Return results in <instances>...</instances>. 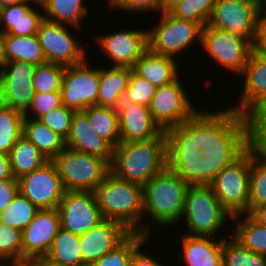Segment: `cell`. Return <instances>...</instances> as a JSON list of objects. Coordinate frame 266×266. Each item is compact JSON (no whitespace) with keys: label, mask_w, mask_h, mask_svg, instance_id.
<instances>
[{"label":"cell","mask_w":266,"mask_h":266,"mask_svg":"<svg viewBox=\"0 0 266 266\" xmlns=\"http://www.w3.org/2000/svg\"><path fill=\"white\" fill-rule=\"evenodd\" d=\"M191 138L201 155V185H210L247 149L244 115L229 107L214 112L201 109L191 118Z\"/></svg>","instance_id":"6da1fadb"},{"label":"cell","mask_w":266,"mask_h":266,"mask_svg":"<svg viewBox=\"0 0 266 266\" xmlns=\"http://www.w3.org/2000/svg\"><path fill=\"white\" fill-rule=\"evenodd\" d=\"M189 185L166 167L143 186L144 235L151 236L154 227L175 226L181 220L185 194ZM148 217V221H146ZM153 225V226H152Z\"/></svg>","instance_id":"7a4b0ae2"},{"label":"cell","mask_w":266,"mask_h":266,"mask_svg":"<svg viewBox=\"0 0 266 266\" xmlns=\"http://www.w3.org/2000/svg\"><path fill=\"white\" fill-rule=\"evenodd\" d=\"M167 167L165 131L146 141L120 142L113 148L110 171L130 183L144 186Z\"/></svg>","instance_id":"3957f363"},{"label":"cell","mask_w":266,"mask_h":266,"mask_svg":"<svg viewBox=\"0 0 266 266\" xmlns=\"http://www.w3.org/2000/svg\"><path fill=\"white\" fill-rule=\"evenodd\" d=\"M94 193L104 220L119 222L131 233L144 234L142 186L109 171Z\"/></svg>","instance_id":"277c9868"},{"label":"cell","mask_w":266,"mask_h":266,"mask_svg":"<svg viewBox=\"0 0 266 266\" xmlns=\"http://www.w3.org/2000/svg\"><path fill=\"white\" fill-rule=\"evenodd\" d=\"M182 219L187 226L186 235L222 238L218 231H222L232 217L215 197L210 185H189Z\"/></svg>","instance_id":"5b68a950"},{"label":"cell","mask_w":266,"mask_h":266,"mask_svg":"<svg viewBox=\"0 0 266 266\" xmlns=\"http://www.w3.org/2000/svg\"><path fill=\"white\" fill-rule=\"evenodd\" d=\"M65 191H91L110 171L103 158L65 147L53 160Z\"/></svg>","instance_id":"8992f818"},{"label":"cell","mask_w":266,"mask_h":266,"mask_svg":"<svg viewBox=\"0 0 266 266\" xmlns=\"http://www.w3.org/2000/svg\"><path fill=\"white\" fill-rule=\"evenodd\" d=\"M251 150L248 148L224 167L210 184L222 207L234 217L249 214V172Z\"/></svg>","instance_id":"52a82bcc"},{"label":"cell","mask_w":266,"mask_h":266,"mask_svg":"<svg viewBox=\"0 0 266 266\" xmlns=\"http://www.w3.org/2000/svg\"><path fill=\"white\" fill-rule=\"evenodd\" d=\"M159 15L157 25L147 28L148 49L151 52L177 59L176 55L188 50L194 43L199 42L201 46L203 27L199 23L175 18L168 12Z\"/></svg>","instance_id":"ba28073f"},{"label":"cell","mask_w":266,"mask_h":266,"mask_svg":"<svg viewBox=\"0 0 266 266\" xmlns=\"http://www.w3.org/2000/svg\"><path fill=\"white\" fill-rule=\"evenodd\" d=\"M261 23L262 8L258 0H216L207 24L245 38L254 45Z\"/></svg>","instance_id":"9c48e42d"},{"label":"cell","mask_w":266,"mask_h":266,"mask_svg":"<svg viewBox=\"0 0 266 266\" xmlns=\"http://www.w3.org/2000/svg\"><path fill=\"white\" fill-rule=\"evenodd\" d=\"M201 47L219 67H224L229 72L240 75L246 66L253 44L239 36L225 30L206 24L202 28ZM221 65V66H220Z\"/></svg>","instance_id":"30bf717a"},{"label":"cell","mask_w":266,"mask_h":266,"mask_svg":"<svg viewBox=\"0 0 266 266\" xmlns=\"http://www.w3.org/2000/svg\"><path fill=\"white\" fill-rule=\"evenodd\" d=\"M167 167L188 185H201V155L191 138V119L168 128Z\"/></svg>","instance_id":"8fae6325"},{"label":"cell","mask_w":266,"mask_h":266,"mask_svg":"<svg viewBox=\"0 0 266 266\" xmlns=\"http://www.w3.org/2000/svg\"><path fill=\"white\" fill-rule=\"evenodd\" d=\"M71 27L46 19L40 22L36 36L47 62L67 67L80 64L87 59L86 46L78 42L73 31L71 32Z\"/></svg>","instance_id":"7c38bea8"},{"label":"cell","mask_w":266,"mask_h":266,"mask_svg":"<svg viewBox=\"0 0 266 266\" xmlns=\"http://www.w3.org/2000/svg\"><path fill=\"white\" fill-rule=\"evenodd\" d=\"M191 100L179 76L172 83L157 87L148 108L154 121L166 131L180 126L200 110Z\"/></svg>","instance_id":"4fadbf2b"},{"label":"cell","mask_w":266,"mask_h":266,"mask_svg":"<svg viewBox=\"0 0 266 266\" xmlns=\"http://www.w3.org/2000/svg\"><path fill=\"white\" fill-rule=\"evenodd\" d=\"M84 62L67 66L63 73L61 86L62 104L74 111H83L86 107L97 105L99 95V67L91 68Z\"/></svg>","instance_id":"5bb4252c"},{"label":"cell","mask_w":266,"mask_h":266,"mask_svg":"<svg viewBox=\"0 0 266 266\" xmlns=\"http://www.w3.org/2000/svg\"><path fill=\"white\" fill-rule=\"evenodd\" d=\"M57 210L61 229L76 235L104 221L95 193L91 191H65Z\"/></svg>","instance_id":"9a60e30c"},{"label":"cell","mask_w":266,"mask_h":266,"mask_svg":"<svg viewBox=\"0 0 266 266\" xmlns=\"http://www.w3.org/2000/svg\"><path fill=\"white\" fill-rule=\"evenodd\" d=\"M96 44L112 66L133 68L148 49L147 29L128 28L96 35Z\"/></svg>","instance_id":"2e32d148"},{"label":"cell","mask_w":266,"mask_h":266,"mask_svg":"<svg viewBox=\"0 0 266 266\" xmlns=\"http://www.w3.org/2000/svg\"><path fill=\"white\" fill-rule=\"evenodd\" d=\"M18 183L19 192L39 210L57 208L65 192L52 160L20 177Z\"/></svg>","instance_id":"e0dca14e"},{"label":"cell","mask_w":266,"mask_h":266,"mask_svg":"<svg viewBox=\"0 0 266 266\" xmlns=\"http://www.w3.org/2000/svg\"><path fill=\"white\" fill-rule=\"evenodd\" d=\"M36 67L29 62H8L0 71V102L24 114L35 94L33 76Z\"/></svg>","instance_id":"ac0fdd59"},{"label":"cell","mask_w":266,"mask_h":266,"mask_svg":"<svg viewBox=\"0 0 266 266\" xmlns=\"http://www.w3.org/2000/svg\"><path fill=\"white\" fill-rule=\"evenodd\" d=\"M60 229L57 208L39 210L22 231V265L33 257L45 256Z\"/></svg>","instance_id":"d6986e66"},{"label":"cell","mask_w":266,"mask_h":266,"mask_svg":"<svg viewBox=\"0 0 266 266\" xmlns=\"http://www.w3.org/2000/svg\"><path fill=\"white\" fill-rule=\"evenodd\" d=\"M130 233L121 223L104 220L86 233L79 235L83 266H90L112 251Z\"/></svg>","instance_id":"ffe728a7"},{"label":"cell","mask_w":266,"mask_h":266,"mask_svg":"<svg viewBox=\"0 0 266 266\" xmlns=\"http://www.w3.org/2000/svg\"><path fill=\"white\" fill-rule=\"evenodd\" d=\"M117 111L120 142L146 141L164 132L154 121L147 106L122 102Z\"/></svg>","instance_id":"44dd1931"},{"label":"cell","mask_w":266,"mask_h":266,"mask_svg":"<svg viewBox=\"0 0 266 266\" xmlns=\"http://www.w3.org/2000/svg\"><path fill=\"white\" fill-rule=\"evenodd\" d=\"M65 145L78 152L99 156L109 164L113 159V147L95 133L83 111H75Z\"/></svg>","instance_id":"7402d4cb"},{"label":"cell","mask_w":266,"mask_h":266,"mask_svg":"<svg viewBox=\"0 0 266 266\" xmlns=\"http://www.w3.org/2000/svg\"><path fill=\"white\" fill-rule=\"evenodd\" d=\"M239 76H243L242 81L245 82L242 92L238 95L240 100L229 108L244 114L254 104L266 99V58L253 50Z\"/></svg>","instance_id":"603a6c76"},{"label":"cell","mask_w":266,"mask_h":266,"mask_svg":"<svg viewBox=\"0 0 266 266\" xmlns=\"http://www.w3.org/2000/svg\"><path fill=\"white\" fill-rule=\"evenodd\" d=\"M223 238L190 236L182 234L181 262L184 266H223Z\"/></svg>","instance_id":"cb8c5ba5"},{"label":"cell","mask_w":266,"mask_h":266,"mask_svg":"<svg viewBox=\"0 0 266 266\" xmlns=\"http://www.w3.org/2000/svg\"><path fill=\"white\" fill-rule=\"evenodd\" d=\"M43 19V12L22 1L0 9V30L16 36L34 35Z\"/></svg>","instance_id":"d4e9b609"},{"label":"cell","mask_w":266,"mask_h":266,"mask_svg":"<svg viewBox=\"0 0 266 266\" xmlns=\"http://www.w3.org/2000/svg\"><path fill=\"white\" fill-rule=\"evenodd\" d=\"M177 61L178 59L147 49L135 63L133 70L155 87H161L172 83L182 74Z\"/></svg>","instance_id":"484cf974"},{"label":"cell","mask_w":266,"mask_h":266,"mask_svg":"<svg viewBox=\"0 0 266 266\" xmlns=\"http://www.w3.org/2000/svg\"><path fill=\"white\" fill-rule=\"evenodd\" d=\"M110 67V68H109ZM99 67L98 106L119 108L123 102L132 72L130 67Z\"/></svg>","instance_id":"4316f807"},{"label":"cell","mask_w":266,"mask_h":266,"mask_svg":"<svg viewBox=\"0 0 266 266\" xmlns=\"http://www.w3.org/2000/svg\"><path fill=\"white\" fill-rule=\"evenodd\" d=\"M22 136L31 141L47 160H53L65 147V140L39 119L23 118Z\"/></svg>","instance_id":"83f0119b"},{"label":"cell","mask_w":266,"mask_h":266,"mask_svg":"<svg viewBox=\"0 0 266 266\" xmlns=\"http://www.w3.org/2000/svg\"><path fill=\"white\" fill-rule=\"evenodd\" d=\"M232 220L235 227L231 235L249 251L266 256V225L258 223L248 213L236 215Z\"/></svg>","instance_id":"f1b7e54d"},{"label":"cell","mask_w":266,"mask_h":266,"mask_svg":"<svg viewBox=\"0 0 266 266\" xmlns=\"http://www.w3.org/2000/svg\"><path fill=\"white\" fill-rule=\"evenodd\" d=\"M85 0H50L42 10L44 19L74 27L75 33L82 26L83 18H87L88 6ZM85 4V5H84ZM78 29V30H77Z\"/></svg>","instance_id":"f546056e"},{"label":"cell","mask_w":266,"mask_h":266,"mask_svg":"<svg viewBox=\"0 0 266 266\" xmlns=\"http://www.w3.org/2000/svg\"><path fill=\"white\" fill-rule=\"evenodd\" d=\"M9 157L11 171L16 179L33 172L48 161L39 149L24 136L17 140Z\"/></svg>","instance_id":"4dcf8cb0"},{"label":"cell","mask_w":266,"mask_h":266,"mask_svg":"<svg viewBox=\"0 0 266 266\" xmlns=\"http://www.w3.org/2000/svg\"><path fill=\"white\" fill-rule=\"evenodd\" d=\"M83 112L96 134L105 139L113 148L120 143L118 111L112 107L93 105Z\"/></svg>","instance_id":"1f68e13d"},{"label":"cell","mask_w":266,"mask_h":266,"mask_svg":"<svg viewBox=\"0 0 266 266\" xmlns=\"http://www.w3.org/2000/svg\"><path fill=\"white\" fill-rule=\"evenodd\" d=\"M5 47L8 62L22 61L35 65L47 62L36 34L28 36L5 34Z\"/></svg>","instance_id":"d6a6232c"},{"label":"cell","mask_w":266,"mask_h":266,"mask_svg":"<svg viewBox=\"0 0 266 266\" xmlns=\"http://www.w3.org/2000/svg\"><path fill=\"white\" fill-rule=\"evenodd\" d=\"M45 256L63 266H83L79 235L60 229Z\"/></svg>","instance_id":"836d02e7"},{"label":"cell","mask_w":266,"mask_h":266,"mask_svg":"<svg viewBox=\"0 0 266 266\" xmlns=\"http://www.w3.org/2000/svg\"><path fill=\"white\" fill-rule=\"evenodd\" d=\"M247 148L266 154V99L250 107L244 114Z\"/></svg>","instance_id":"e575fe53"},{"label":"cell","mask_w":266,"mask_h":266,"mask_svg":"<svg viewBox=\"0 0 266 266\" xmlns=\"http://www.w3.org/2000/svg\"><path fill=\"white\" fill-rule=\"evenodd\" d=\"M24 114L0 102V153L9 154L22 136Z\"/></svg>","instance_id":"d590c367"},{"label":"cell","mask_w":266,"mask_h":266,"mask_svg":"<svg viewBox=\"0 0 266 266\" xmlns=\"http://www.w3.org/2000/svg\"><path fill=\"white\" fill-rule=\"evenodd\" d=\"M228 234L222 241L223 266H266V256L249 251Z\"/></svg>","instance_id":"8d00e7d4"},{"label":"cell","mask_w":266,"mask_h":266,"mask_svg":"<svg viewBox=\"0 0 266 266\" xmlns=\"http://www.w3.org/2000/svg\"><path fill=\"white\" fill-rule=\"evenodd\" d=\"M149 239V236L141 233H130L112 251L106 253L90 266H130L133 252L144 243L147 246L146 243Z\"/></svg>","instance_id":"74e56055"},{"label":"cell","mask_w":266,"mask_h":266,"mask_svg":"<svg viewBox=\"0 0 266 266\" xmlns=\"http://www.w3.org/2000/svg\"><path fill=\"white\" fill-rule=\"evenodd\" d=\"M249 187L250 213L256 206L266 203V154L251 151Z\"/></svg>","instance_id":"f35d334b"},{"label":"cell","mask_w":266,"mask_h":266,"mask_svg":"<svg viewBox=\"0 0 266 266\" xmlns=\"http://www.w3.org/2000/svg\"><path fill=\"white\" fill-rule=\"evenodd\" d=\"M39 209L20 192L13 201L0 211V222L23 231Z\"/></svg>","instance_id":"ab89813d"},{"label":"cell","mask_w":266,"mask_h":266,"mask_svg":"<svg viewBox=\"0 0 266 266\" xmlns=\"http://www.w3.org/2000/svg\"><path fill=\"white\" fill-rule=\"evenodd\" d=\"M0 263L22 265V231L0 222Z\"/></svg>","instance_id":"60d3db41"},{"label":"cell","mask_w":266,"mask_h":266,"mask_svg":"<svg viewBox=\"0 0 266 266\" xmlns=\"http://www.w3.org/2000/svg\"><path fill=\"white\" fill-rule=\"evenodd\" d=\"M216 0H183L168 13L175 18L199 23L204 27L213 12Z\"/></svg>","instance_id":"b9f144b4"},{"label":"cell","mask_w":266,"mask_h":266,"mask_svg":"<svg viewBox=\"0 0 266 266\" xmlns=\"http://www.w3.org/2000/svg\"><path fill=\"white\" fill-rule=\"evenodd\" d=\"M65 68L50 62L37 65L33 76L35 93L60 92Z\"/></svg>","instance_id":"7bdbcfd3"},{"label":"cell","mask_w":266,"mask_h":266,"mask_svg":"<svg viewBox=\"0 0 266 266\" xmlns=\"http://www.w3.org/2000/svg\"><path fill=\"white\" fill-rule=\"evenodd\" d=\"M157 87L143 77L139 76L132 68L129 85L123 102H131L147 106L150 104Z\"/></svg>","instance_id":"ee69618b"},{"label":"cell","mask_w":266,"mask_h":266,"mask_svg":"<svg viewBox=\"0 0 266 266\" xmlns=\"http://www.w3.org/2000/svg\"><path fill=\"white\" fill-rule=\"evenodd\" d=\"M74 113V110L62 104L42 116L39 120L66 141L69 136Z\"/></svg>","instance_id":"f6af8a7d"},{"label":"cell","mask_w":266,"mask_h":266,"mask_svg":"<svg viewBox=\"0 0 266 266\" xmlns=\"http://www.w3.org/2000/svg\"><path fill=\"white\" fill-rule=\"evenodd\" d=\"M62 105L61 92L35 93L24 117L40 119Z\"/></svg>","instance_id":"bcb514c9"},{"label":"cell","mask_w":266,"mask_h":266,"mask_svg":"<svg viewBox=\"0 0 266 266\" xmlns=\"http://www.w3.org/2000/svg\"><path fill=\"white\" fill-rule=\"evenodd\" d=\"M108 3L107 8L109 10L115 9L123 12L133 13L136 12L139 14L143 13H151V11H155L154 13H160V0H107ZM149 11V12H148Z\"/></svg>","instance_id":"7dc6e473"},{"label":"cell","mask_w":266,"mask_h":266,"mask_svg":"<svg viewBox=\"0 0 266 266\" xmlns=\"http://www.w3.org/2000/svg\"><path fill=\"white\" fill-rule=\"evenodd\" d=\"M19 193L18 179L0 180V211L4 210Z\"/></svg>","instance_id":"c3c4849f"},{"label":"cell","mask_w":266,"mask_h":266,"mask_svg":"<svg viewBox=\"0 0 266 266\" xmlns=\"http://www.w3.org/2000/svg\"><path fill=\"white\" fill-rule=\"evenodd\" d=\"M141 247H143V244L133 252L130 266H165L162 262H159L158 256H151V253H147L148 251L145 252L146 249Z\"/></svg>","instance_id":"681fc988"},{"label":"cell","mask_w":266,"mask_h":266,"mask_svg":"<svg viewBox=\"0 0 266 266\" xmlns=\"http://www.w3.org/2000/svg\"><path fill=\"white\" fill-rule=\"evenodd\" d=\"M254 51L266 58V26L261 23L253 45Z\"/></svg>","instance_id":"f907efd6"},{"label":"cell","mask_w":266,"mask_h":266,"mask_svg":"<svg viewBox=\"0 0 266 266\" xmlns=\"http://www.w3.org/2000/svg\"><path fill=\"white\" fill-rule=\"evenodd\" d=\"M16 179L13 177L9 154L0 153V180Z\"/></svg>","instance_id":"816d5d0a"},{"label":"cell","mask_w":266,"mask_h":266,"mask_svg":"<svg viewBox=\"0 0 266 266\" xmlns=\"http://www.w3.org/2000/svg\"><path fill=\"white\" fill-rule=\"evenodd\" d=\"M26 266H63L57 262L52 261L46 256H37L29 259L26 262Z\"/></svg>","instance_id":"f5cc1de1"},{"label":"cell","mask_w":266,"mask_h":266,"mask_svg":"<svg viewBox=\"0 0 266 266\" xmlns=\"http://www.w3.org/2000/svg\"><path fill=\"white\" fill-rule=\"evenodd\" d=\"M249 215L258 223L266 225V203L256 206Z\"/></svg>","instance_id":"db71d44e"},{"label":"cell","mask_w":266,"mask_h":266,"mask_svg":"<svg viewBox=\"0 0 266 266\" xmlns=\"http://www.w3.org/2000/svg\"><path fill=\"white\" fill-rule=\"evenodd\" d=\"M8 63L6 56V47H5V33L0 30V71Z\"/></svg>","instance_id":"11a10c76"},{"label":"cell","mask_w":266,"mask_h":266,"mask_svg":"<svg viewBox=\"0 0 266 266\" xmlns=\"http://www.w3.org/2000/svg\"><path fill=\"white\" fill-rule=\"evenodd\" d=\"M183 0H160V13L168 12L176 4Z\"/></svg>","instance_id":"9f6ffc18"},{"label":"cell","mask_w":266,"mask_h":266,"mask_svg":"<svg viewBox=\"0 0 266 266\" xmlns=\"http://www.w3.org/2000/svg\"><path fill=\"white\" fill-rule=\"evenodd\" d=\"M31 7L37 6L40 7V11H42L46 5L49 3L50 0H25Z\"/></svg>","instance_id":"6f0895ef"},{"label":"cell","mask_w":266,"mask_h":266,"mask_svg":"<svg viewBox=\"0 0 266 266\" xmlns=\"http://www.w3.org/2000/svg\"><path fill=\"white\" fill-rule=\"evenodd\" d=\"M22 1H25V0H0V9L6 6L20 3Z\"/></svg>","instance_id":"680465c9"},{"label":"cell","mask_w":266,"mask_h":266,"mask_svg":"<svg viewBox=\"0 0 266 266\" xmlns=\"http://www.w3.org/2000/svg\"><path fill=\"white\" fill-rule=\"evenodd\" d=\"M262 23L266 26V9L262 10Z\"/></svg>","instance_id":"91938a15"},{"label":"cell","mask_w":266,"mask_h":266,"mask_svg":"<svg viewBox=\"0 0 266 266\" xmlns=\"http://www.w3.org/2000/svg\"><path fill=\"white\" fill-rule=\"evenodd\" d=\"M262 10L266 9V0H258Z\"/></svg>","instance_id":"94428289"},{"label":"cell","mask_w":266,"mask_h":266,"mask_svg":"<svg viewBox=\"0 0 266 266\" xmlns=\"http://www.w3.org/2000/svg\"><path fill=\"white\" fill-rule=\"evenodd\" d=\"M0 266H8L7 264L4 263H0Z\"/></svg>","instance_id":"6125c7cd"}]
</instances>
